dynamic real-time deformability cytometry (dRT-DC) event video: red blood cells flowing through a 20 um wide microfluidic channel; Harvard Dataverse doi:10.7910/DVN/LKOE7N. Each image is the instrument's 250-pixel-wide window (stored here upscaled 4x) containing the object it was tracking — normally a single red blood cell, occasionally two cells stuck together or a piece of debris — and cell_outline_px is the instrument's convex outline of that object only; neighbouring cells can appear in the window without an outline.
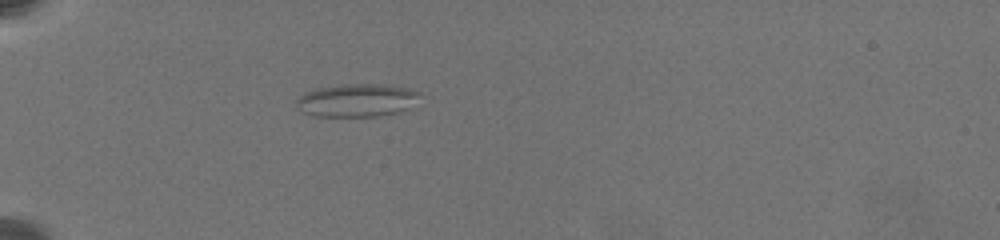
{"species": "common noctule bat (a hibernating species)", "species_latin": "Nyctalus noctula", "temperature_condition": "warm", "stored_images_in_passage": 14, "camera_frame_rate_fps": 3000, "um_per_image_px": 0.085, "animal": {"sex": "female", "body_mass_g": 19.5, "forearm_length_mm": 54.1}, "frame": {"image": 1, "passage_image": 1, "time_ms": 0.0, "image_size_px": [1000, 240], "cell_outline_px": [[420, 92], [400, 112], [376, 116], [312, 116], [296, 108], [296, 100], [304, 92], [316, 88], [344, 84], [388, 84]], "centroid_in_image_um": [30.2, 8.52], "position_along_channel_um": 54.8, "area_um2": 23.29}}
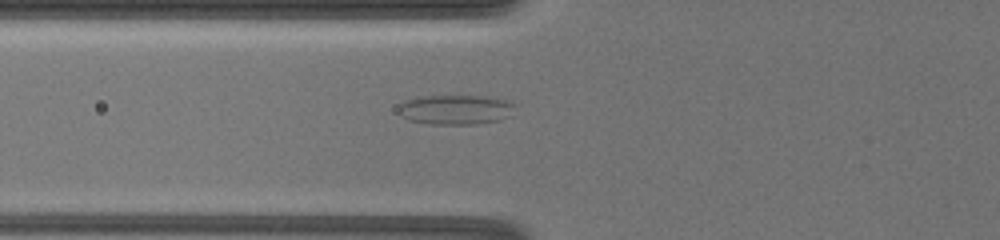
{"frame": {"image": 2, "passage_image": 10, "time_ms": 1.667, "image_size_px": [1000, 240], "cell_outline_px": [[512, 116], [500, 120], [476, 124], [428, 124], [408, 120], [400, 116], [396, 112], [396, 108], [404, 100], [424, 96], [488, 96], [508, 100], [512, 104]], "centroid_in_image_um": [38.67, 9.32], "position_along_channel_um": 87.1, "area_um2": 20.46}}